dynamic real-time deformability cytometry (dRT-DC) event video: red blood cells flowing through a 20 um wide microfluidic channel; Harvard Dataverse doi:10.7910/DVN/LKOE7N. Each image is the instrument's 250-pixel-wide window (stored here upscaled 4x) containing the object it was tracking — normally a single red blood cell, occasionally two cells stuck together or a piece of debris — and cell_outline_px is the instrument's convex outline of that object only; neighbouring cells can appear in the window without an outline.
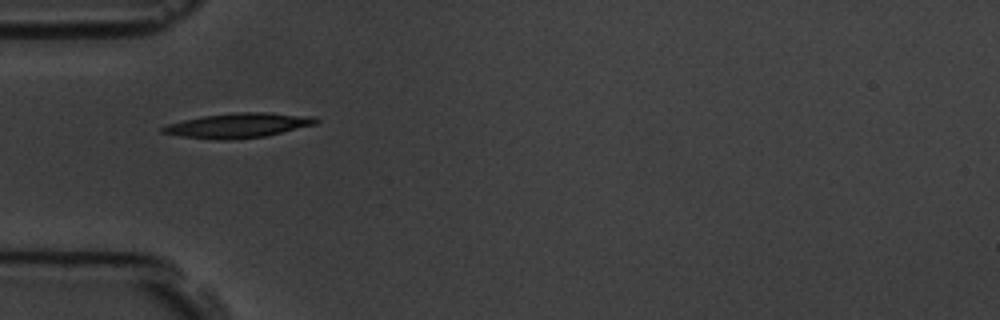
{"species": "common noctule bat (a hibernating species)", "species_latin": "Nyctalus noctula", "temperature_condition": "room temperature", "stored_images_in_passage": 40, "camera_frame_rate_fps": 3000, "um_per_image_px": 0.085, "animal": {"sex": "male", "body_mass_g": 19.5, "forearm_length_mm": 54.6}, "frame": {"image": 1, "passage_image": 1, "time_ms": 0.0, "image_size_px": [1000, 320], "cell_outline_px": [[320, 120], [316, 124], [264, 136], [224, 140], [220, 140], [180, 136], [160, 132], [160, 128], [168, 124], [184, 120], [204, 116], [236, 112], [268, 112], [316, 116]], "centroid_in_image_um": [20.28, 10.65], "position_along_channel_um": 64.7, "area_um2": 21.91}}
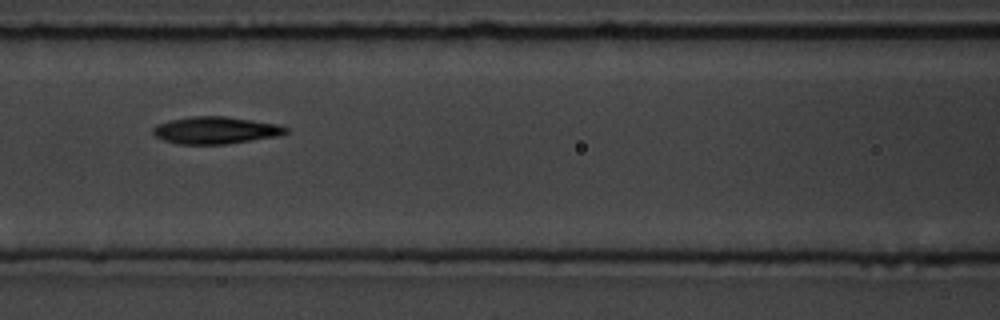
{"frame": {"image": 2, "passage_image": 8, "time_ms": 2.333, "image_size_px": [1000, 320], "cell_outline_px": [[288, 132], [280, 136], [224, 144], [176, 144], [164, 140], [156, 136], [152, 132], [152, 128], [156, 124], [168, 120], [192, 116], [224, 116], [280, 124], [288, 128]], "centroid_in_image_um": [18.32, 11.07], "position_along_channel_um": 148.3, "area_um2": 21.15}}
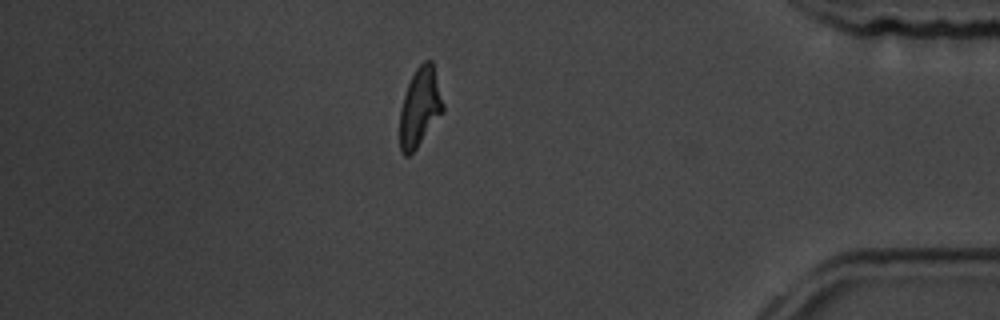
{"frame": {"image": 3, "passage_image": 32, "time_ms": 10.333, "image_size_px": [1000, 320], "cell_outline_px": [[444, 112], [416, 148], [408, 156], [404, 156], [400, 152], [400, 108], [408, 84], [416, 68], [424, 60], [432, 60], [444, 104]], "centroid_in_image_um": [35.69, 9.12], "position_along_channel_um": 399.5, "area_um2": 19.83}, "authors_computed_cell_mechanics": {"area_um2": 20.3745, "velocity_mm_per_s": 3.6167, "shape_relaxation_time_tau1_ms": 4.8531, "shape_relaxation_time_tau2_ms": 8.1263, "deformation_change_tau1": 0.2, "deformation_change_tau2": 0.1324}}